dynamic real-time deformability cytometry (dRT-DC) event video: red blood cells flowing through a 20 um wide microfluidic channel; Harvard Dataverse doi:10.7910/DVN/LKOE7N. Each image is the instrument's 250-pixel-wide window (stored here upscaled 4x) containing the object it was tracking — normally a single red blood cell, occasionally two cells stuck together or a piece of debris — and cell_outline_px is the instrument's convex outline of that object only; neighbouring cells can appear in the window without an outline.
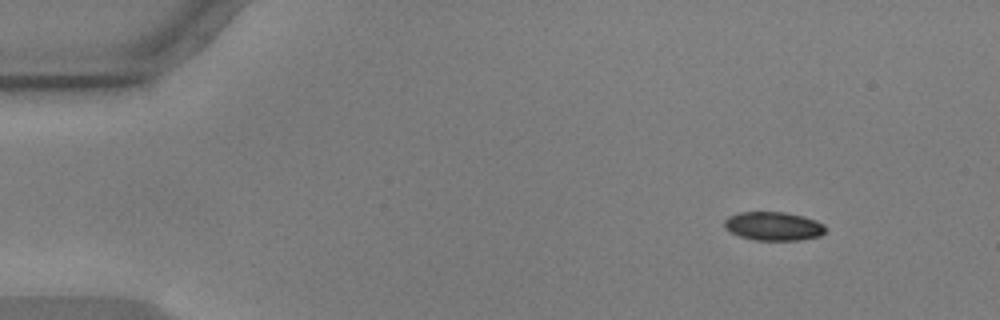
{"species": "common noctule bat (a hibernating species)", "species_latin": "Nyctalus noctula", "temperature_condition": "warm", "stored_images_in_passage": 51, "camera_frame_rate_fps": 3000, "um_per_image_px": 0.085, "animal": {"sex": "male", "body_mass_g": 17.9, "forearm_length_mm": 54.2}, "frame": {"image": 1, "passage_image": 1, "time_ms": 0.0, "image_size_px": [1000, 320], "cell_outline_px": [[824, 232], [820, 236], [800, 240], [752, 240], [728, 232], [724, 228], [724, 220], [728, 216], [740, 212], [784, 212], [804, 216], [816, 220], [824, 224]], "centroid_in_image_um": [65.71, 19.22], "position_along_channel_um": 19.3, "area_um2": 17.05}}
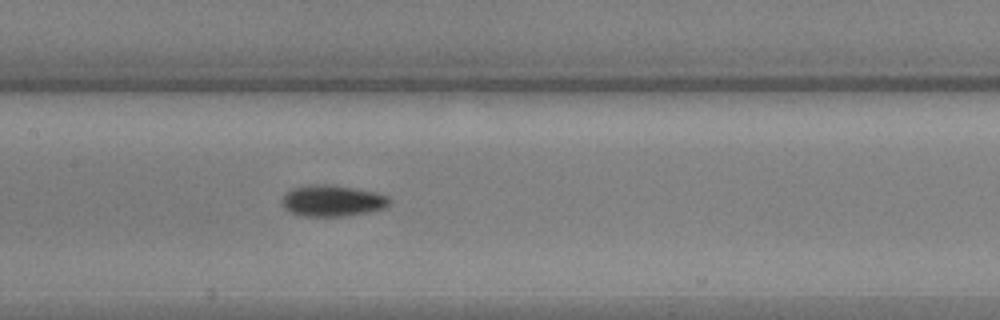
{"frame": {"image": 2, "passage_image": 22, "time_ms": 7.0, "image_size_px": [1000, 320], "cell_outline_px": [[392, 204], [388, 208], [372, 212], [344, 216], [304, 216], [288, 212], [284, 208], [280, 200], [292, 188], [312, 184], [332, 184], [376, 192], [388, 196], [392, 200]], "centroid_in_image_um": [28.31, 17.07], "position_along_channel_um": 179.1, "area_um2": 20.06}}
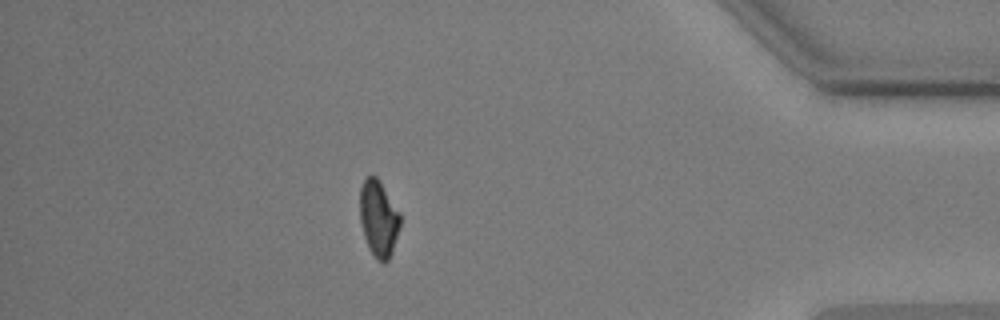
{"frame": {"image": 3, "passage_image": 44, "time_ms": 14.333, "image_size_px": [1000, 320], "cell_outline_px": [[400, 228], [392, 252], [388, 260], [384, 264], [376, 260], [368, 248], [364, 236], [360, 220], [360, 188], [364, 180], [368, 176], [376, 176], [380, 180], [400, 212]], "centroid_in_image_um": [32.19, 18.59], "position_along_channel_um": 403.0, "area_um2": 18.15}, "authors_computed_cell_mechanics": {"area_um2": 18.3804, "velocity_mm_per_s": 3.6067, "shape_relaxation_time_tau1_ms": 2.4516, "shape_relaxation_time_tau2_ms": null, "deformation_change_tau1": 0.1148, "deformation_change_tau2": null}}